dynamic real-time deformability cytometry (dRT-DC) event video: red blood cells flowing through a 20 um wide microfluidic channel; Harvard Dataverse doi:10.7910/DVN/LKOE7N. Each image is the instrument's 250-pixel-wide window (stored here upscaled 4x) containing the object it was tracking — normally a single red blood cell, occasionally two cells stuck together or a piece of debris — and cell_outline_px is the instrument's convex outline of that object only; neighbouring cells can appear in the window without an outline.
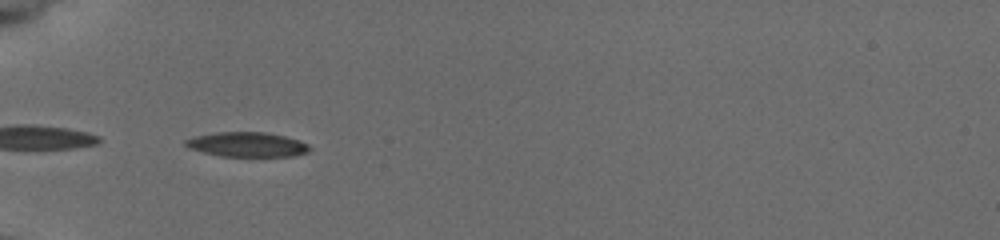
{"species": "common noctule bat (a hibernating species)", "species_latin": "Nyctalus noctula", "temperature_condition": "cold", "stored_images_in_passage": 37, "camera_frame_rate_fps": 3000, "um_per_image_px": 0.085, "animal": {"sex": "female", "body_mass_g": 19.5, "forearm_length_mm": 54.1}, "frame": {"image": 1, "passage_image": 1, "time_ms": 0.0, "image_size_px": [1000, 240], "cell_outline_px": [[312, 148], [308, 152], [292, 156], [220, 156], [188, 148], [184, 144], [184, 140], [196, 136], [216, 132], [268, 132], [300, 140], [308, 144]], "centroid_in_image_um": [21.02, 12.28], "position_along_channel_um": 64.0, "area_um2": 17.86}}
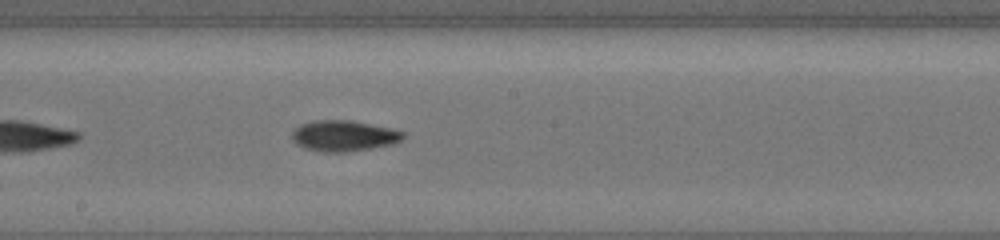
{"frame": {"image": 2, "passage_image": 14, "time_ms": 4.333, "image_size_px": [1000, 240], "cell_outline_px": [[408, 136], [404, 140], [392, 144], [372, 148], [344, 152], [324, 152], [304, 148], [296, 144], [292, 140], [292, 132], [300, 124], [312, 120], [352, 120], [392, 128], [404, 132]], "centroid_in_image_um": [29.26, 11.54], "position_along_channel_um": 218.9, "area_um2": 20.29}}
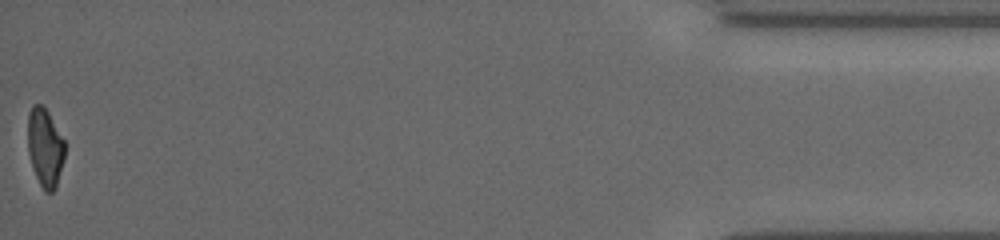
{"frame": {"image": 3, "passage_image": 37, "time_ms": 12.0, "image_size_px": [1000, 240], "cell_outline_px": [[64, 156], [56, 188], [52, 192], [44, 192], [36, 176], [28, 152], [28, 112], [32, 104], [44, 104], [64, 140]], "centroid_in_image_um": [3.82, 12.5], "position_along_channel_um": 431.4, "area_um2": 16.88}, "authors_computed_cell_mechanics": {"area_um2": 18.5538, "velocity_mm_per_s": 3.7878, "shape_relaxation_time_tau1_ms": 3.0425, "shape_relaxation_time_tau2_ms": null, "deformation_change_tau1": 0.1449, "deformation_change_tau2": null}}